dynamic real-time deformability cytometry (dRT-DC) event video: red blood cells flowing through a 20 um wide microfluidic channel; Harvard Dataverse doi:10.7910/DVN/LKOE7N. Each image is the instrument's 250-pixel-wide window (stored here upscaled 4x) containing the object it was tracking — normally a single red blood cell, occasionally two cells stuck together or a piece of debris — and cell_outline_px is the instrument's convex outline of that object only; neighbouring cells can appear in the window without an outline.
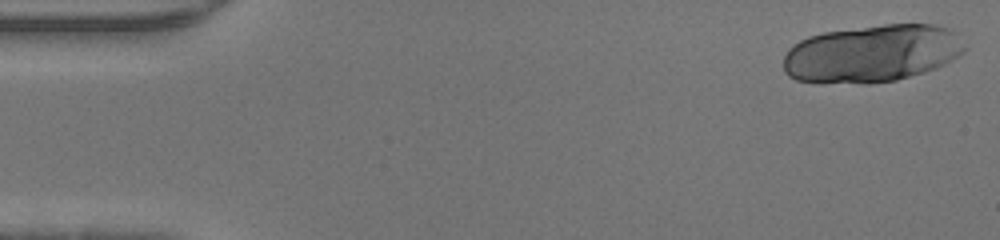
{"species": "human", "species_latin": "Homo sapiens", "temperature_condition": "warm", "stored_images_in_passage": 45, "camera_frame_rate_fps": 3000, "um_per_image_px": 0.085, "donor": {"sex": "male"}, "frame": {"image": 1, "passage_image": 1, "time_ms": 0.0, "image_size_px": [1000, 240], "cell_outline_px": [[968, 48], [964, 52], [944, 64], [936, 68], [924, 72], [896, 80], [868, 84], [820, 84], [796, 80], [788, 76], [784, 72], [784, 56], [788, 48], [792, 44], [808, 36], [824, 32], [884, 24], [936, 24], [952, 28], [960, 32]], "centroid_in_image_um": [74.14, 4.55], "position_along_channel_um": 10.9, "area_um2": 62.08}}
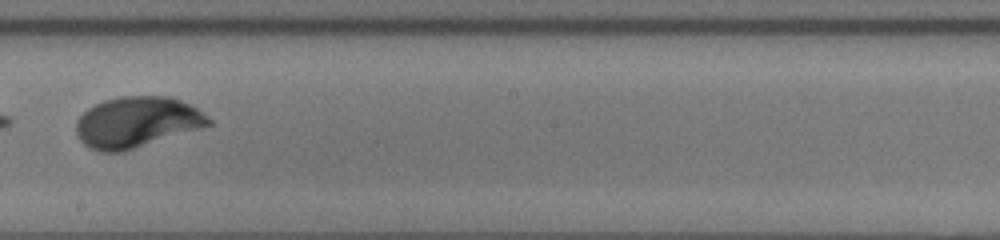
{"frame": {"image": 2, "passage_image": 26, "time_ms": 8.333, "image_size_px": [1000, 240], "cell_outline_px": [[212, 124], [200, 128], [124, 152], [100, 152], [88, 148], [80, 140], [76, 132], [76, 120], [88, 108], [104, 100], [120, 96], [172, 96], [196, 108], [212, 120]], "centroid_in_image_um": [11.6, 10.39], "position_along_channel_um": 236.6, "area_um2": 39.25}}
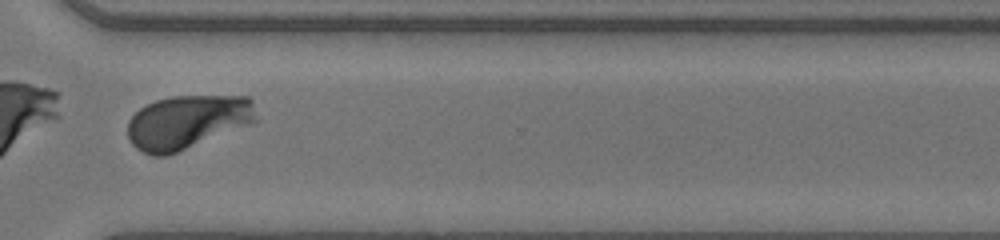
{"frame": {"image": 3, "passage_image": 34, "time_ms": 11.0, "image_size_px": [1000, 240], "cell_outline_px": [[260, 120], [176, 152], [164, 156], [152, 156], [136, 148], [128, 140], [128, 120], [140, 108], [156, 100], [172, 96], [248, 96], [252, 100]], "centroid_in_image_um": [15.93, 10.35], "position_along_channel_um": 354.7, "area_um2": 40.17}}